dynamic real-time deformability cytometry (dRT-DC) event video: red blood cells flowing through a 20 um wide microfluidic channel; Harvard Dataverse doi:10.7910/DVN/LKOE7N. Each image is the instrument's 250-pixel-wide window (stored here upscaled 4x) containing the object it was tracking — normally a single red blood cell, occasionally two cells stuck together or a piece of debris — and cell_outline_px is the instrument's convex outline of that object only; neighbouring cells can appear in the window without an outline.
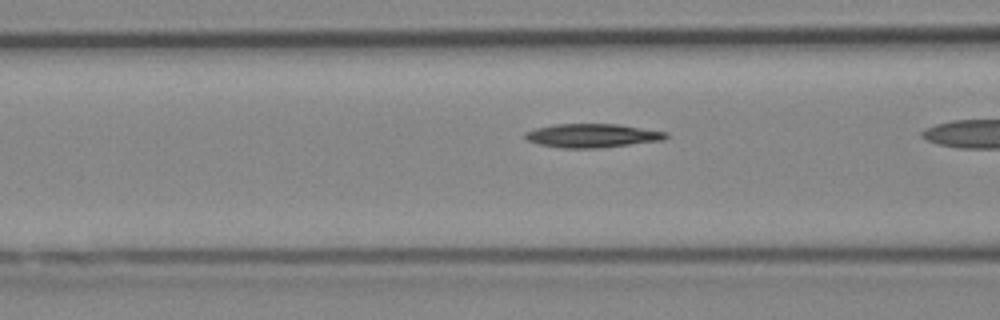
{"species": "Egyptian fruit bat (a non-hibernating species)", "species_latin": "Rousettus aegyptiacus", "temperature_condition": "cold", "stored_images_in_passage": 26, "camera_frame_rate_fps": 3000, "um_per_image_px": 0.085, "animal": {"sex": "female"}, "frame": {"image": 1, "passage_image": 17, "time_ms": 5.333, "image_size_px": [1000, 320], "cell_outline_px": [[668, 136], [664, 140], [600, 148], [560, 148], [540, 144], [528, 140], [524, 136], [524, 132], [536, 128], [556, 124], [620, 124], [668, 132]], "centroid_in_image_um": [50.37, 11.52], "position_along_channel_um": 116.2, "area_um2": 19.54}}
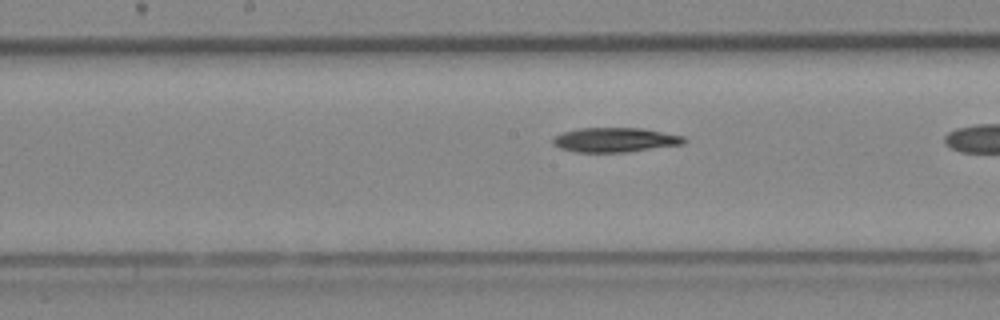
{"frame": {"image": 2, "passage_image": 23, "time_ms": 7.333, "image_size_px": [1000, 320], "cell_outline_px": [[688, 140], [684, 144], [624, 152], [576, 152], [560, 148], [552, 144], [552, 136], [564, 132], [580, 128], [640, 128], [684, 136]], "centroid_in_image_um": [52.25, 11.89], "position_along_channel_um": 195.9, "area_um2": 18.67}}